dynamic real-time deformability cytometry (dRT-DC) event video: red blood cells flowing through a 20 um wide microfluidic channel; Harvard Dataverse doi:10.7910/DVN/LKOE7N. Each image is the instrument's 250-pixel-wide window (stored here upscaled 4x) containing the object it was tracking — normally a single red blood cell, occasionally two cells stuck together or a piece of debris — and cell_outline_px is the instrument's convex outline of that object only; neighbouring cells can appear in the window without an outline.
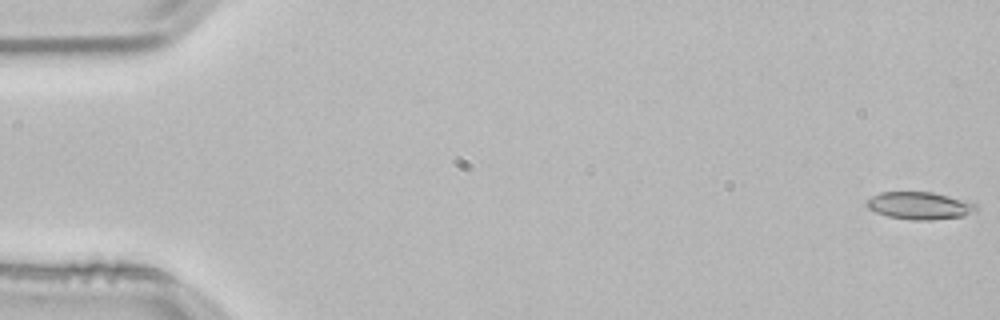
{"species": "common noctule bat (a hibernating species)", "species_latin": "Nyctalus noctula", "temperature_condition": "room temperature", "stored_images_in_passage": 51, "camera_frame_rate_fps": 3000, "um_per_image_px": 0.085, "animal": {"sex": "male", "body_mass_g": 21.5, "forearm_length_mm": 52.0}, "frame": {"image": 1, "passage_image": 1, "time_ms": 0.0, "image_size_px": [1000, 320], "cell_outline_px": [[980, 208], [976, 212], [964, 216], [932, 220], [912, 220], [888, 216], [876, 212], [868, 208], [864, 204], [872, 196], [880, 192], [932, 192], [948, 196], [976, 204]], "centroid_in_image_um": [78.18, 17.49], "position_along_channel_um": 6.8, "area_um2": 17.51}}
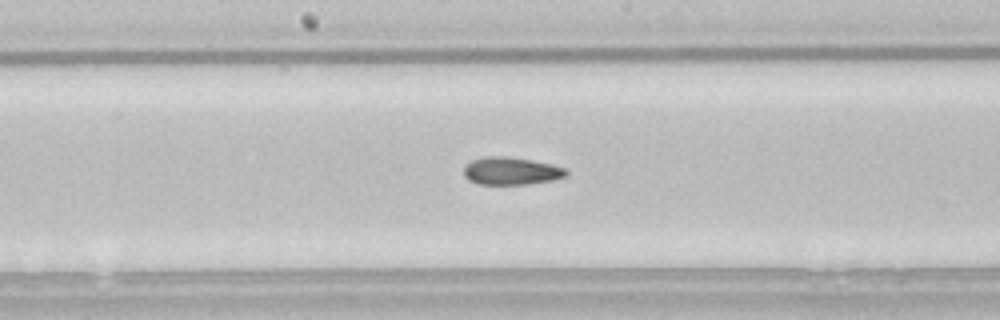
{"frame": {"image": 2, "passage_image": 28, "time_ms": 9.0, "image_size_px": [1000, 320], "cell_outline_px": [[568, 176], [552, 180], [528, 184], [480, 184], [468, 180], [464, 176], [464, 164], [472, 160], [484, 156], [508, 156], [532, 160], [552, 164], [568, 168]], "centroid_in_image_um": [43.46, 14.52], "position_along_channel_um": 204.7, "area_um2": 16.76}}
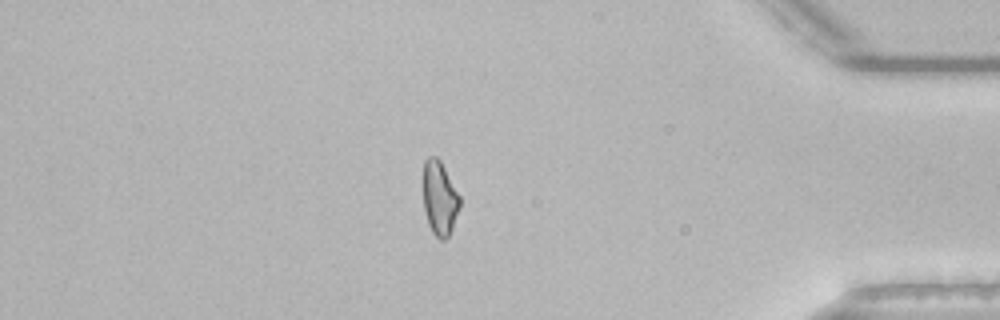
{"frame": {"image": 3, "passage_image": 46, "time_ms": 15.0, "image_size_px": [1000, 320], "cell_outline_px": [[460, 208], [452, 228], [448, 236], [444, 240], [440, 240], [432, 232], [428, 224], [424, 212], [424, 160], [428, 156], [436, 156], [440, 160], [460, 196]], "centroid_in_image_um": [37.37, 16.86], "position_along_channel_um": 397.8, "area_um2": 15.78}, "authors_computed_cell_mechanics": {"area_um2": 16.5308, "velocity_mm_per_s": 3.8261, "shape_relaxation_time_tau1_ms": 7.636, "shape_relaxation_time_tau2_ms": 7.2636, "deformation_change_tau1": 0.1656, "deformation_change_tau2": 0.1105}}